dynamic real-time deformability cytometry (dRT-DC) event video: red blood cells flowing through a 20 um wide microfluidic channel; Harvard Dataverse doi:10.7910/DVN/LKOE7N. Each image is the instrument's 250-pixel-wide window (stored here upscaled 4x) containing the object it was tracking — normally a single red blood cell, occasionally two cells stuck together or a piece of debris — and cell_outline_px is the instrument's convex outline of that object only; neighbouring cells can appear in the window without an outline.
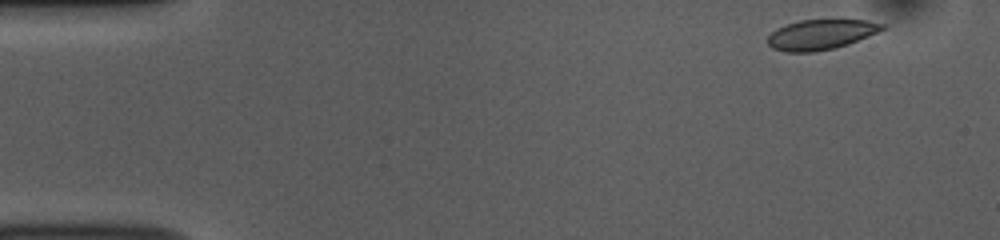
{"species": "common noctule bat (a hibernating species)", "species_latin": "Nyctalus noctula", "temperature_condition": "room temperature", "stored_images_in_passage": 50, "camera_frame_rate_fps": 3000, "um_per_image_px": 0.085, "animal": {"sex": "female", "body_mass_g": 10.0, "forearm_length_mm": 53.1}, "frame": {"image": 1, "passage_image": 1, "time_ms": 0.0, "image_size_px": [1000, 240], "cell_outline_px": [[888, 28], [848, 44], [816, 52], [784, 52], [772, 48], [768, 44], [768, 36], [776, 28], [800, 20], [868, 20], [888, 24]], "centroid_in_image_um": [69.81, 2.93], "position_along_channel_um": 15.2, "area_um2": 20.17}}
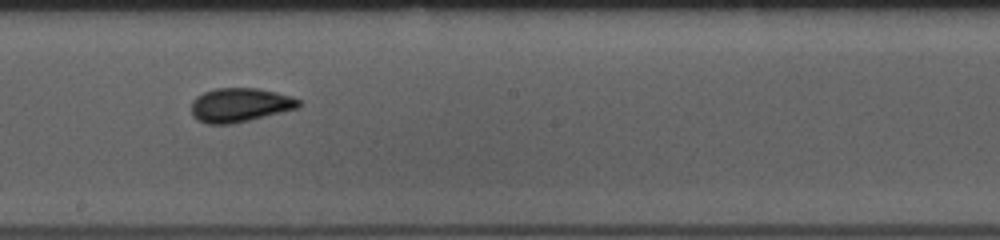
{"frame": {"image": 2, "passage_image": 26, "time_ms": 8.333, "image_size_px": [1000, 240], "cell_outline_px": [[300, 108], [232, 124], [208, 124], [196, 120], [192, 116], [192, 100], [196, 96], [204, 92], [216, 88], [256, 88], [276, 92], [300, 100]], "centroid_in_image_um": [20.37, 8.93], "position_along_channel_um": 227.8, "area_um2": 21.33}}
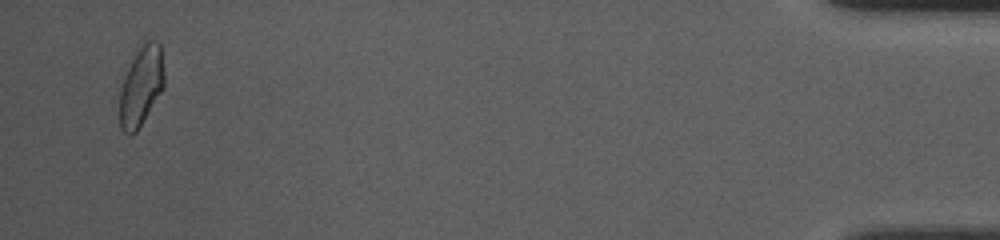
{"frame": {"image": 3, "passage_image": 48, "time_ms": 15.667, "image_size_px": [1000, 240], "cell_outline_px": [[164, 88], [136, 132], [128, 136], [120, 128], [120, 88], [124, 64], [140, 40], [160, 40], [164, 72]], "centroid_in_image_um": [11.96, 7.17], "position_along_channel_um": 423.2, "area_um2": 22.02}, "authors_computed_cell_mechanics": {"area_um2": 20.6924, "velocity_mm_per_s": 3.775, "shape_relaxation_time_tau1_ms": 4.5911, "shape_relaxation_time_tau2_ms": 1.1878, "deformation_change_tau1": 0.119, "deformation_change_tau2": 0.0473}}